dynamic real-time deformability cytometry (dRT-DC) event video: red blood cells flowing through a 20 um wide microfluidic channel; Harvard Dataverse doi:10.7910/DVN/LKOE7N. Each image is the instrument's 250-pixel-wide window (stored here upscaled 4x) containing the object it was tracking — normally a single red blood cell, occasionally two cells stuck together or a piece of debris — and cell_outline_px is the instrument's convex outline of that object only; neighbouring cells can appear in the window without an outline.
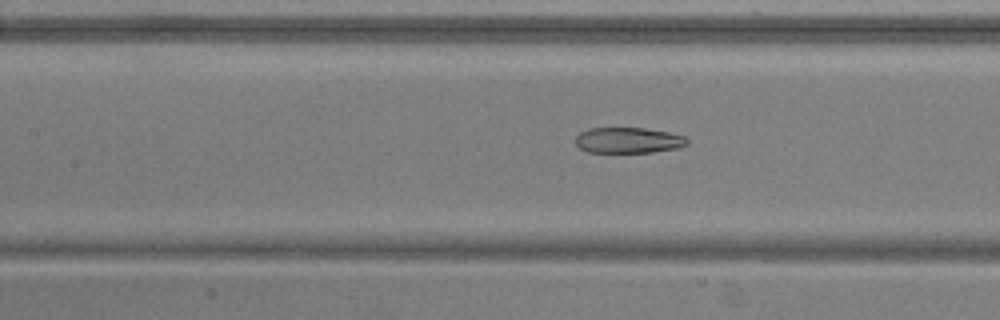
{"species": "common noctule bat (a hibernating species)", "species_latin": "Nyctalus noctula", "temperature_condition": "warm", "stored_images_in_passage": 54, "camera_frame_rate_fps": 3000, "um_per_image_px": 0.085, "animal": {"sex": "male", "body_mass_g": 20.5, "forearm_length_mm": 52.5}, "frame": {"image": 1, "passage_image": 24, "time_ms": 7.667, "image_size_px": [1000, 320], "cell_outline_px": [[688, 144], [680, 148], [652, 152], [588, 152], [580, 148], [576, 144], [576, 136], [580, 132], [588, 128], [644, 128], [668, 132], [684, 136], [688, 140]], "centroid_in_image_um": [53.42, 11.92], "position_along_channel_um": 154.0, "area_um2": 16.76}}
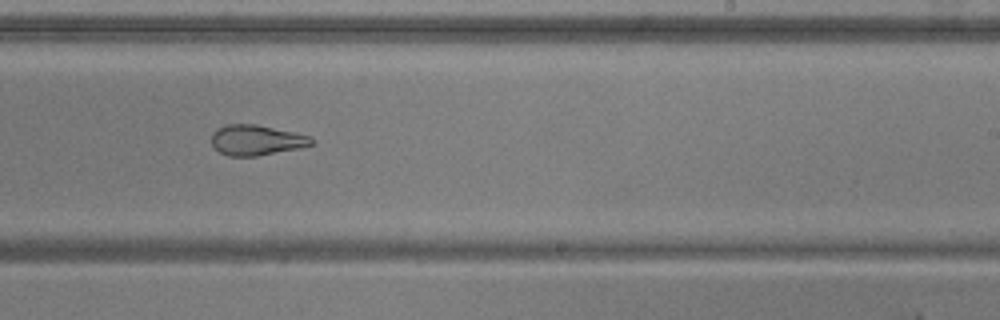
{"frame": {"image": 2, "passage_image": 33, "time_ms": 10.667, "image_size_px": [1000, 320], "cell_outline_px": [[316, 140], [312, 144], [300, 148], [256, 156], [228, 156], [220, 152], [212, 144], [212, 132], [216, 128], [228, 124], [256, 124], [312, 136]], "centroid_in_image_um": [21.81, 11.9], "position_along_channel_um": 267.2, "area_um2": 17.74}}
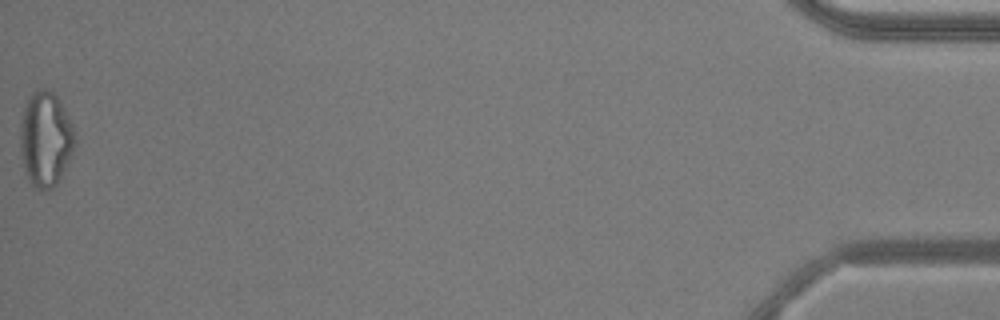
{"frame": {"image": 3, "passage_image": 54, "time_ms": 17.667, "image_size_px": [1000, 320], "cell_outline_px": [[76, 144], [60, 180], [52, 188], [40, 192], [32, 188], [24, 172], [20, 156], [20, 124], [24, 104], [28, 96], [32, 92], [44, 88], [48, 88], [60, 100], [72, 124], [76, 140]], "centroid_in_image_um": [3.84, 11.86], "position_along_channel_um": 431.4, "area_um2": 31.04}, "authors_computed_cell_mechanics": {"area_um2": 23.4379, "velocity_mm_per_s": 3.7977, "shape_relaxation_time_tau1_ms": null, "shape_relaxation_time_tau2_ms": 4.6513, "deformation_change_tau1": null, "deformation_change_tau2": 0.1203}}